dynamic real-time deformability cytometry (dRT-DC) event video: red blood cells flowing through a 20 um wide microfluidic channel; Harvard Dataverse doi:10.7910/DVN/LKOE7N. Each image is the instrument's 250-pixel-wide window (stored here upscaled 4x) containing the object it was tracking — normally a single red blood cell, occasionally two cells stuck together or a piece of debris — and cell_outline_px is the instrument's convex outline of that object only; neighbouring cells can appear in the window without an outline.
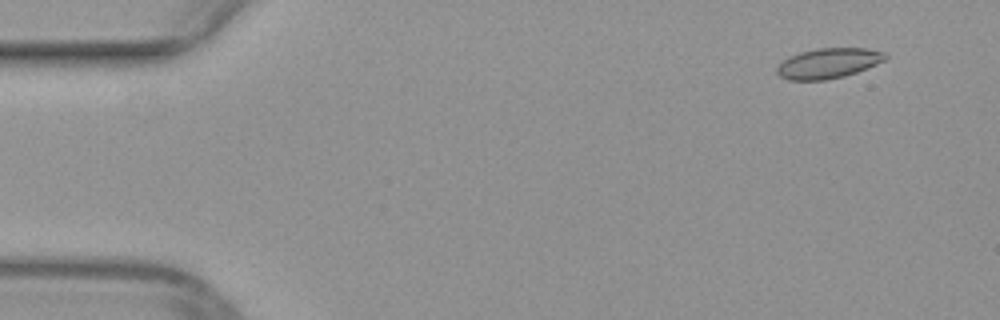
{"species": "common noctule bat (a hibernating species)", "species_latin": "Nyctalus noctula", "temperature_condition": "warm", "stored_images_in_passage": 5, "camera_frame_rate_fps": 3000, "um_per_image_px": 0.085, "animal": {"sex": "female", "body_mass_g": 29.2, "forearm_length_mm": 56.3}, "frame": {"image": 1, "passage_image": 5, "time_ms": 1.333, "image_size_px": [1000, 320], "cell_outline_px": [[888, 56], [884, 60], [868, 68], [844, 76], [824, 80], [788, 80], [780, 76], [776, 72], [776, 68], [788, 56], [800, 52], [816, 48], [864, 48], [888, 52]], "centroid_in_image_um": [70.42, 5.37], "position_along_channel_um": 14.6, "area_um2": 19.13}}